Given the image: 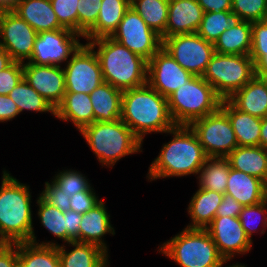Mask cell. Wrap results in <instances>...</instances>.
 I'll return each instance as SVG.
<instances>
[{
	"instance_id": "7c38bea8",
	"label": "cell",
	"mask_w": 267,
	"mask_h": 267,
	"mask_svg": "<svg viewBox=\"0 0 267 267\" xmlns=\"http://www.w3.org/2000/svg\"><path fill=\"white\" fill-rule=\"evenodd\" d=\"M63 69L66 93L90 95L104 83L98 56L88 43L78 48Z\"/></svg>"
},
{
	"instance_id": "d6a6232c",
	"label": "cell",
	"mask_w": 267,
	"mask_h": 267,
	"mask_svg": "<svg viewBox=\"0 0 267 267\" xmlns=\"http://www.w3.org/2000/svg\"><path fill=\"white\" fill-rule=\"evenodd\" d=\"M18 257L27 267H61L58 247L32 242L18 243Z\"/></svg>"
},
{
	"instance_id": "c3c4849f",
	"label": "cell",
	"mask_w": 267,
	"mask_h": 267,
	"mask_svg": "<svg viewBox=\"0 0 267 267\" xmlns=\"http://www.w3.org/2000/svg\"><path fill=\"white\" fill-rule=\"evenodd\" d=\"M249 56L255 64V76L267 79V49L251 50Z\"/></svg>"
},
{
	"instance_id": "4dcf8cb0",
	"label": "cell",
	"mask_w": 267,
	"mask_h": 267,
	"mask_svg": "<svg viewBox=\"0 0 267 267\" xmlns=\"http://www.w3.org/2000/svg\"><path fill=\"white\" fill-rule=\"evenodd\" d=\"M230 173L226 157H209L198 173L199 188L225 194Z\"/></svg>"
},
{
	"instance_id": "8992f818",
	"label": "cell",
	"mask_w": 267,
	"mask_h": 267,
	"mask_svg": "<svg viewBox=\"0 0 267 267\" xmlns=\"http://www.w3.org/2000/svg\"><path fill=\"white\" fill-rule=\"evenodd\" d=\"M158 249L180 267H219L225 261L206 229L186 227Z\"/></svg>"
},
{
	"instance_id": "ab89813d",
	"label": "cell",
	"mask_w": 267,
	"mask_h": 267,
	"mask_svg": "<svg viewBox=\"0 0 267 267\" xmlns=\"http://www.w3.org/2000/svg\"><path fill=\"white\" fill-rule=\"evenodd\" d=\"M59 24L78 33V0H50Z\"/></svg>"
},
{
	"instance_id": "ac0fdd59",
	"label": "cell",
	"mask_w": 267,
	"mask_h": 267,
	"mask_svg": "<svg viewBox=\"0 0 267 267\" xmlns=\"http://www.w3.org/2000/svg\"><path fill=\"white\" fill-rule=\"evenodd\" d=\"M204 15L197 0H170L165 38L196 33Z\"/></svg>"
},
{
	"instance_id": "d590c367",
	"label": "cell",
	"mask_w": 267,
	"mask_h": 267,
	"mask_svg": "<svg viewBox=\"0 0 267 267\" xmlns=\"http://www.w3.org/2000/svg\"><path fill=\"white\" fill-rule=\"evenodd\" d=\"M236 17L232 11L204 12L197 34L214 44L219 36L228 29Z\"/></svg>"
},
{
	"instance_id": "f5cc1de1",
	"label": "cell",
	"mask_w": 267,
	"mask_h": 267,
	"mask_svg": "<svg viewBox=\"0 0 267 267\" xmlns=\"http://www.w3.org/2000/svg\"><path fill=\"white\" fill-rule=\"evenodd\" d=\"M12 59L6 50L0 46V71L7 68L11 63Z\"/></svg>"
},
{
	"instance_id": "f546056e",
	"label": "cell",
	"mask_w": 267,
	"mask_h": 267,
	"mask_svg": "<svg viewBox=\"0 0 267 267\" xmlns=\"http://www.w3.org/2000/svg\"><path fill=\"white\" fill-rule=\"evenodd\" d=\"M230 168L255 176H267V149L261 146H237L227 157Z\"/></svg>"
},
{
	"instance_id": "7dc6e473",
	"label": "cell",
	"mask_w": 267,
	"mask_h": 267,
	"mask_svg": "<svg viewBox=\"0 0 267 267\" xmlns=\"http://www.w3.org/2000/svg\"><path fill=\"white\" fill-rule=\"evenodd\" d=\"M20 114L18 106L8 95H0V122H7Z\"/></svg>"
},
{
	"instance_id": "2e32d148",
	"label": "cell",
	"mask_w": 267,
	"mask_h": 267,
	"mask_svg": "<svg viewBox=\"0 0 267 267\" xmlns=\"http://www.w3.org/2000/svg\"><path fill=\"white\" fill-rule=\"evenodd\" d=\"M205 229L225 260L234 259L236 254L245 255L252 249L253 242L246 236L238 217L215 216Z\"/></svg>"
},
{
	"instance_id": "cb8c5ba5",
	"label": "cell",
	"mask_w": 267,
	"mask_h": 267,
	"mask_svg": "<svg viewBox=\"0 0 267 267\" xmlns=\"http://www.w3.org/2000/svg\"><path fill=\"white\" fill-rule=\"evenodd\" d=\"M252 22L235 20L214 42V51L228 55H250Z\"/></svg>"
},
{
	"instance_id": "4fadbf2b",
	"label": "cell",
	"mask_w": 267,
	"mask_h": 267,
	"mask_svg": "<svg viewBox=\"0 0 267 267\" xmlns=\"http://www.w3.org/2000/svg\"><path fill=\"white\" fill-rule=\"evenodd\" d=\"M111 38L147 61L162 47L161 36L132 7L126 11Z\"/></svg>"
},
{
	"instance_id": "4316f807",
	"label": "cell",
	"mask_w": 267,
	"mask_h": 267,
	"mask_svg": "<svg viewBox=\"0 0 267 267\" xmlns=\"http://www.w3.org/2000/svg\"><path fill=\"white\" fill-rule=\"evenodd\" d=\"M130 8V0H102L96 24L84 35L86 41L111 37Z\"/></svg>"
},
{
	"instance_id": "5b68a950",
	"label": "cell",
	"mask_w": 267,
	"mask_h": 267,
	"mask_svg": "<svg viewBox=\"0 0 267 267\" xmlns=\"http://www.w3.org/2000/svg\"><path fill=\"white\" fill-rule=\"evenodd\" d=\"M102 166L113 167L121 158L143 152L142 142L121 120L93 122L79 131Z\"/></svg>"
},
{
	"instance_id": "f6af8a7d",
	"label": "cell",
	"mask_w": 267,
	"mask_h": 267,
	"mask_svg": "<svg viewBox=\"0 0 267 267\" xmlns=\"http://www.w3.org/2000/svg\"><path fill=\"white\" fill-rule=\"evenodd\" d=\"M252 49H267V19L258 22H252Z\"/></svg>"
},
{
	"instance_id": "6da1fadb",
	"label": "cell",
	"mask_w": 267,
	"mask_h": 267,
	"mask_svg": "<svg viewBox=\"0 0 267 267\" xmlns=\"http://www.w3.org/2000/svg\"><path fill=\"white\" fill-rule=\"evenodd\" d=\"M166 133L173 135L172 140L163 144L158 157L151 163L148 181L191 174L197 176L209 157L196 134L186 125H175Z\"/></svg>"
},
{
	"instance_id": "8fae6325",
	"label": "cell",
	"mask_w": 267,
	"mask_h": 267,
	"mask_svg": "<svg viewBox=\"0 0 267 267\" xmlns=\"http://www.w3.org/2000/svg\"><path fill=\"white\" fill-rule=\"evenodd\" d=\"M80 37L83 36L66 28L40 32L35 39L28 63L61 67L82 45L79 42Z\"/></svg>"
},
{
	"instance_id": "83f0119b",
	"label": "cell",
	"mask_w": 267,
	"mask_h": 267,
	"mask_svg": "<svg viewBox=\"0 0 267 267\" xmlns=\"http://www.w3.org/2000/svg\"><path fill=\"white\" fill-rule=\"evenodd\" d=\"M123 91L109 83H102L89 96L94 112V122H113L121 118Z\"/></svg>"
},
{
	"instance_id": "11a10c76",
	"label": "cell",
	"mask_w": 267,
	"mask_h": 267,
	"mask_svg": "<svg viewBox=\"0 0 267 267\" xmlns=\"http://www.w3.org/2000/svg\"><path fill=\"white\" fill-rule=\"evenodd\" d=\"M18 0H0V11L1 10H12Z\"/></svg>"
},
{
	"instance_id": "91938a15",
	"label": "cell",
	"mask_w": 267,
	"mask_h": 267,
	"mask_svg": "<svg viewBox=\"0 0 267 267\" xmlns=\"http://www.w3.org/2000/svg\"><path fill=\"white\" fill-rule=\"evenodd\" d=\"M14 267H27L26 264L18 257V259L15 262Z\"/></svg>"
},
{
	"instance_id": "e575fe53",
	"label": "cell",
	"mask_w": 267,
	"mask_h": 267,
	"mask_svg": "<svg viewBox=\"0 0 267 267\" xmlns=\"http://www.w3.org/2000/svg\"><path fill=\"white\" fill-rule=\"evenodd\" d=\"M39 220L54 237L67 243V211H61L47 203L40 195L37 198Z\"/></svg>"
},
{
	"instance_id": "bcb514c9",
	"label": "cell",
	"mask_w": 267,
	"mask_h": 267,
	"mask_svg": "<svg viewBox=\"0 0 267 267\" xmlns=\"http://www.w3.org/2000/svg\"><path fill=\"white\" fill-rule=\"evenodd\" d=\"M242 208L243 205L237 202L232 196L224 194L215 216L238 217Z\"/></svg>"
},
{
	"instance_id": "30bf717a",
	"label": "cell",
	"mask_w": 267,
	"mask_h": 267,
	"mask_svg": "<svg viewBox=\"0 0 267 267\" xmlns=\"http://www.w3.org/2000/svg\"><path fill=\"white\" fill-rule=\"evenodd\" d=\"M162 47L193 76L203 75L215 53L214 44L206 41L197 33L166 37L162 40Z\"/></svg>"
},
{
	"instance_id": "681fc988",
	"label": "cell",
	"mask_w": 267,
	"mask_h": 267,
	"mask_svg": "<svg viewBox=\"0 0 267 267\" xmlns=\"http://www.w3.org/2000/svg\"><path fill=\"white\" fill-rule=\"evenodd\" d=\"M82 214L72 210L67 211V243L71 241L79 242V226Z\"/></svg>"
},
{
	"instance_id": "52a82bcc",
	"label": "cell",
	"mask_w": 267,
	"mask_h": 267,
	"mask_svg": "<svg viewBox=\"0 0 267 267\" xmlns=\"http://www.w3.org/2000/svg\"><path fill=\"white\" fill-rule=\"evenodd\" d=\"M167 99L169 113L175 125L186 126L218 111L223 101L202 76H193Z\"/></svg>"
},
{
	"instance_id": "ba28073f",
	"label": "cell",
	"mask_w": 267,
	"mask_h": 267,
	"mask_svg": "<svg viewBox=\"0 0 267 267\" xmlns=\"http://www.w3.org/2000/svg\"><path fill=\"white\" fill-rule=\"evenodd\" d=\"M255 76V64L249 55L214 53L202 77L223 99H229Z\"/></svg>"
},
{
	"instance_id": "836d02e7",
	"label": "cell",
	"mask_w": 267,
	"mask_h": 267,
	"mask_svg": "<svg viewBox=\"0 0 267 267\" xmlns=\"http://www.w3.org/2000/svg\"><path fill=\"white\" fill-rule=\"evenodd\" d=\"M8 96L15 102L21 112H50L55 116V109L52 105L44 99L38 92H36L23 78L17 86L8 94Z\"/></svg>"
},
{
	"instance_id": "7a4b0ae2",
	"label": "cell",
	"mask_w": 267,
	"mask_h": 267,
	"mask_svg": "<svg viewBox=\"0 0 267 267\" xmlns=\"http://www.w3.org/2000/svg\"><path fill=\"white\" fill-rule=\"evenodd\" d=\"M120 119L141 142L148 133H166L175 126L168 99L148 83L123 91Z\"/></svg>"
},
{
	"instance_id": "9a60e30c",
	"label": "cell",
	"mask_w": 267,
	"mask_h": 267,
	"mask_svg": "<svg viewBox=\"0 0 267 267\" xmlns=\"http://www.w3.org/2000/svg\"><path fill=\"white\" fill-rule=\"evenodd\" d=\"M192 77L193 75L183 69L163 47L148 61L147 83L165 98Z\"/></svg>"
},
{
	"instance_id": "f907efd6",
	"label": "cell",
	"mask_w": 267,
	"mask_h": 267,
	"mask_svg": "<svg viewBox=\"0 0 267 267\" xmlns=\"http://www.w3.org/2000/svg\"><path fill=\"white\" fill-rule=\"evenodd\" d=\"M204 12L231 11V0H197Z\"/></svg>"
},
{
	"instance_id": "ee69618b",
	"label": "cell",
	"mask_w": 267,
	"mask_h": 267,
	"mask_svg": "<svg viewBox=\"0 0 267 267\" xmlns=\"http://www.w3.org/2000/svg\"><path fill=\"white\" fill-rule=\"evenodd\" d=\"M93 187L89 190L76 193L70 197V210L80 214H85L95 205H97L101 199L95 194Z\"/></svg>"
},
{
	"instance_id": "7bdbcfd3",
	"label": "cell",
	"mask_w": 267,
	"mask_h": 267,
	"mask_svg": "<svg viewBox=\"0 0 267 267\" xmlns=\"http://www.w3.org/2000/svg\"><path fill=\"white\" fill-rule=\"evenodd\" d=\"M44 190L39 194L47 203L61 211L70 210V197L57 187L52 181L45 182Z\"/></svg>"
},
{
	"instance_id": "ffe728a7",
	"label": "cell",
	"mask_w": 267,
	"mask_h": 267,
	"mask_svg": "<svg viewBox=\"0 0 267 267\" xmlns=\"http://www.w3.org/2000/svg\"><path fill=\"white\" fill-rule=\"evenodd\" d=\"M106 209L104 201L101 200L88 212L82 214L79 242L97 245L108 253V247L103 237L106 234L115 235V229L110 223V214Z\"/></svg>"
},
{
	"instance_id": "b9f144b4",
	"label": "cell",
	"mask_w": 267,
	"mask_h": 267,
	"mask_svg": "<svg viewBox=\"0 0 267 267\" xmlns=\"http://www.w3.org/2000/svg\"><path fill=\"white\" fill-rule=\"evenodd\" d=\"M23 79V63L12 62L0 71V95H8Z\"/></svg>"
},
{
	"instance_id": "1f68e13d",
	"label": "cell",
	"mask_w": 267,
	"mask_h": 267,
	"mask_svg": "<svg viewBox=\"0 0 267 267\" xmlns=\"http://www.w3.org/2000/svg\"><path fill=\"white\" fill-rule=\"evenodd\" d=\"M130 7L161 36L162 40L165 39L169 0H130Z\"/></svg>"
},
{
	"instance_id": "7402d4cb",
	"label": "cell",
	"mask_w": 267,
	"mask_h": 267,
	"mask_svg": "<svg viewBox=\"0 0 267 267\" xmlns=\"http://www.w3.org/2000/svg\"><path fill=\"white\" fill-rule=\"evenodd\" d=\"M238 110L260 119L267 116V79L254 76L228 99Z\"/></svg>"
},
{
	"instance_id": "f35d334b",
	"label": "cell",
	"mask_w": 267,
	"mask_h": 267,
	"mask_svg": "<svg viewBox=\"0 0 267 267\" xmlns=\"http://www.w3.org/2000/svg\"><path fill=\"white\" fill-rule=\"evenodd\" d=\"M53 178L51 181L68 197L92 187L85 175L72 169L59 171Z\"/></svg>"
},
{
	"instance_id": "60d3db41",
	"label": "cell",
	"mask_w": 267,
	"mask_h": 267,
	"mask_svg": "<svg viewBox=\"0 0 267 267\" xmlns=\"http://www.w3.org/2000/svg\"><path fill=\"white\" fill-rule=\"evenodd\" d=\"M102 0H78V34L84 35L96 24Z\"/></svg>"
},
{
	"instance_id": "e0dca14e",
	"label": "cell",
	"mask_w": 267,
	"mask_h": 267,
	"mask_svg": "<svg viewBox=\"0 0 267 267\" xmlns=\"http://www.w3.org/2000/svg\"><path fill=\"white\" fill-rule=\"evenodd\" d=\"M23 78L46 99L54 109L66 93L64 69L60 66H43L23 63Z\"/></svg>"
},
{
	"instance_id": "603a6c76",
	"label": "cell",
	"mask_w": 267,
	"mask_h": 267,
	"mask_svg": "<svg viewBox=\"0 0 267 267\" xmlns=\"http://www.w3.org/2000/svg\"><path fill=\"white\" fill-rule=\"evenodd\" d=\"M220 109L228 116L238 146H260L262 119L238 110L228 99L222 101Z\"/></svg>"
},
{
	"instance_id": "74e56055",
	"label": "cell",
	"mask_w": 267,
	"mask_h": 267,
	"mask_svg": "<svg viewBox=\"0 0 267 267\" xmlns=\"http://www.w3.org/2000/svg\"><path fill=\"white\" fill-rule=\"evenodd\" d=\"M237 20L258 22L267 19V0H231Z\"/></svg>"
},
{
	"instance_id": "d6986e66",
	"label": "cell",
	"mask_w": 267,
	"mask_h": 267,
	"mask_svg": "<svg viewBox=\"0 0 267 267\" xmlns=\"http://www.w3.org/2000/svg\"><path fill=\"white\" fill-rule=\"evenodd\" d=\"M39 245H55L58 247V255L61 267H108V253L97 245L71 241L67 244L74 247L70 252L64 244L57 242H40Z\"/></svg>"
},
{
	"instance_id": "9c48e42d",
	"label": "cell",
	"mask_w": 267,
	"mask_h": 267,
	"mask_svg": "<svg viewBox=\"0 0 267 267\" xmlns=\"http://www.w3.org/2000/svg\"><path fill=\"white\" fill-rule=\"evenodd\" d=\"M189 126L208 157H227L238 146L228 116L221 109Z\"/></svg>"
},
{
	"instance_id": "6f0895ef",
	"label": "cell",
	"mask_w": 267,
	"mask_h": 267,
	"mask_svg": "<svg viewBox=\"0 0 267 267\" xmlns=\"http://www.w3.org/2000/svg\"><path fill=\"white\" fill-rule=\"evenodd\" d=\"M263 194H264V201L267 203V176L263 180Z\"/></svg>"
},
{
	"instance_id": "484cf974",
	"label": "cell",
	"mask_w": 267,
	"mask_h": 267,
	"mask_svg": "<svg viewBox=\"0 0 267 267\" xmlns=\"http://www.w3.org/2000/svg\"><path fill=\"white\" fill-rule=\"evenodd\" d=\"M55 117L70 121L80 131L94 122L90 96L84 93H65L62 102L55 109Z\"/></svg>"
},
{
	"instance_id": "277c9868",
	"label": "cell",
	"mask_w": 267,
	"mask_h": 267,
	"mask_svg": "<svg viewBox=\"0 0 267 267\" xmlns=\"http://www.w3.org/2000/svg\"><path fill=\"white\" fill-rule=\"evenodd\" d=\"M96 52L103 80L125 91L147 83L148 61L111 37L87 41Z\"/></svg>"
},
{
	"instance_id": "db71d44e",
	"label": "cell",
	"mask_w": 267,
	"mask_h": 267,
	"mask_svg": "<svg viewBox=\"0 0 267 267\" xmlns=\"http://www.w3.org/2000/svg\"><path fill=\"white\" fill-rule=\"evenodd\" d=\"M260 146L267 149V116L261 122Z\"/></svg>"
},
{
	"instance_id": "8d00e7d4",
	"label": "cell",
	"mask_w": 267,
	"mask_h": 267,
	"mask_svg": "<svg viewBox=\"0 0 267 267\" xmlns=\"http://www.w3.org/2000/svg\"><path fill=\"white\" fill-rule=\"evenodd\" d=\"M267 203L262 201L259 204L252 206H243L242 211L239 213V221L245 231L246 236L251 242L254 232H257V223L261 221L262 230L261 234L265 233V228L267 227ZM261 216V217H259ZM259 217V218H258ZM255 225V226H254ZM260 226V225H258Z\"/></svg>"
},
{
	"instance_id": "816d5d0a",
	"label": "cell",
	"mask_w": 267,
	"mask_h": 267,
	"mask_svg": "<svg viewBox=\"0 0 267 267\" xmlns=\"http://www.w3.org/2000/svg\"><path fill=\"white\" fill-rule=\"evenodd\" d=\"M18 259V243L10 244L0 253V267H14Z\"/></svg>"
},
{
	"instance_id": "680465c9",
	"label": "cell",
	"mask_w": 267,
	"mask_h": 267,
	"mask_svg": "<svg viewBox=\"0 0 267 267\" xmlns=\"http://www.w3.org/2000/svg\"><path fill=\"white\" fill-rule=\"evenodd\" d=\"M228 262V260H225L219 267H223V264H226ZM225 267H246L244 264H238V262L236 264H232V265H228V266H225Z\"/></svg>"
},
{
	"instance_id": "f1b7e54d",
	"label": "cell",
	"mask_w": 267,
	"mask_h": 267,
	"mask_svg": "<svg viewBox=\"0 0 267 267\" xmlns=\"http://www.w3.org/2000/svg\"><path fill=\"white\" fill-rule=\"evenodd\" d=\"M224 194L199 188L188 205V214L191 218L187 228L205 229L214 219L216 211Z\"/></svg>"
},
{
	"instance_id": "9f6ffc18",
	"label": "cell",
	"mask_w": 267,
	"mask_h": 267,
	"mask_svg": "<svg viewBox=\"0 0 267 267\" xmlns=\"http://www.w3.org/2000/svg\"><path fill=\"white\" fill-rule=\"evenodd\" d=\"M11 243L0 233V253Z\"/></svg>"
},
{
	"instance_id": "d4e9b609",
	"label": "cell",
	"mask_w": 267,
	"mask_h": 267,
	"mask_svg": "<svg viewBox=\"0 0 267 267\" xmlns=\"http://www.w3.org/2000/svg\"><path fill=\"white\" fill-rule=\"evenodd\" d=\"M225 194L232 196L243 206L264 201L263 181L255 176L230 168Z\"/></svg>"
},
{
	"instance_id": "5bb4252c",
	"label": "cell",
	"mask_w": 267,
	"mask_h": 267,
	"mask_svg": "<svg viewBox=\"0 0 267 267\" xmlns=\"http://www.w3.org/2000/svg\"><path fill=\"white\" fill-rule=\"evenodd\" d=\"M37 32L12 10L0 11V46L12 61L25 63L30 60Z\"/></svg>"
},
{
	"instance_id": "44dd1931",
	"label": "cell",
	"mask_w": 267,
	"mask_h": 267,
	"mask_svg": "<svg viewBox=\"0 0 267 267\" xmlns=\"http://www.w3.org/2000/svg\"><path fill=\"white\" fill-rule=\"evenodd\" d=\"M37 33L62 29L50 0H18L12 9Z\"/></svg>"
},
{
	"instance_id": "3957f363",
	"label": "cell",
	"mask_w": 267,
	"mask_h": 267,
	"mask_svg": "<svg viewBox=\"0 0 267 267\" xmlns=\"http://www.w3.org/2000/svg\"><path fill=\"white\" fill-rule=\"evenodd\" d=\"M29 186L3 171L0 186V233L11 243L38 244L33 227Z\"/></svg>"
}]
</instances>
